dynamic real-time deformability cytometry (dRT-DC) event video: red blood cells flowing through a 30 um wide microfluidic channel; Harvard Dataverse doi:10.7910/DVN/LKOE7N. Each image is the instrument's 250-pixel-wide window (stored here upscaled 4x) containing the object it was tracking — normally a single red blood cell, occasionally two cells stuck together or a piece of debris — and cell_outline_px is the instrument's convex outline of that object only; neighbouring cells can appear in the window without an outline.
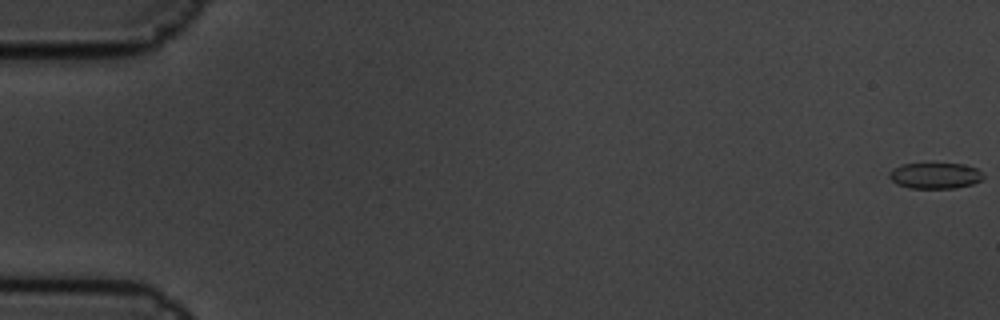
{"species": "common noctule bat (a hibernating species)", "species_latin": "Nyctalus noctula", "temperature_condition": "cold", "stored_images_in_passage": 5, "camera_frame_rate_fps": 3000, "um_per_image_px": 0.085, "animal": {"sex": "male", "body_mass_g": 19.5, "forearm_length_mm": 54.6}, "frame": {"image": 1, "passage_image": 1, "time_ms": 0.0, "image_size_px": [1000, 320], "cell_outline_px": [[984, 176], [980, 180], [972, 184], [956, 188], [908, 188], [896, 184], [888, 176], [888, 172], [892, 168], [900, 164], [924, 160], [928, 160], [964, 164], [976, 168], [984, 172]], "centroid_in_image_um": [79.44, 14.86], "position_along_channel_um": 5.6, "area_um2": 15.32}}